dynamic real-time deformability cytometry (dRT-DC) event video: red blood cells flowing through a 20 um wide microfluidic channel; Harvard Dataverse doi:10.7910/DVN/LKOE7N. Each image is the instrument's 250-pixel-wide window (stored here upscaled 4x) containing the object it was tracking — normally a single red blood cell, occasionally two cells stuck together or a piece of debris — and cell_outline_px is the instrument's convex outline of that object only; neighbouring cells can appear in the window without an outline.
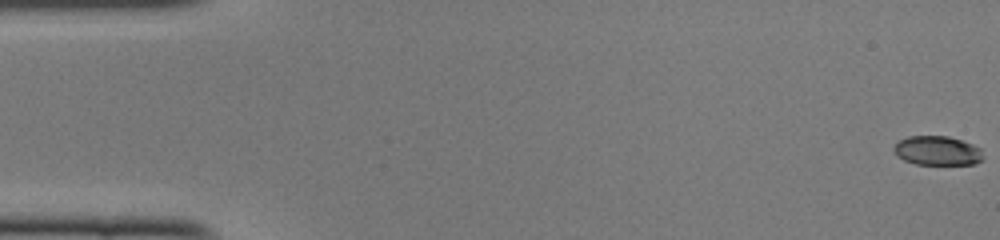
{"species": "common noctule bat (a hibernating species)", "species_latin": "Nyctalus noctula", "temperature_condition": "cold", "stored_images_in_passage": 50, "camera_frame_rate_fps": 3000, "um_per_image_px": 0.085, "animal": {"sex": "female", "body_mass_g": 22.0, "forearm_length_mm": 56.7}, "frame": {"image": 1, "passage_image": 1, "time_ms": 0.0, "image_size_px": [1000, 240], "cell_outline_px": [[984, 160], [976, 164], [916, 164], [904, 160], [896, 156], [892, 152], [892, 148], [900, 140], [908, 136], [948, 136], [972, 144], [980, 148]], "centroid_in_image_um": [79.66, 12.81], "position_along_channel_um": 5.3, "area_um2": 15.32}}
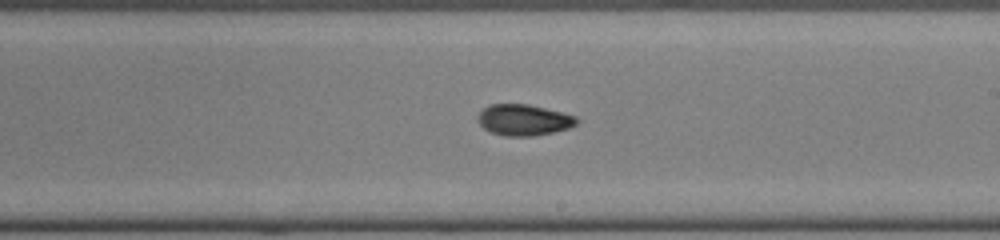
{"frame": {"image": 2, "passage_image": 29, "time_ms": 9.333, "image_size_px": [1000, 240], "cell_outline_px": [[580, 120], [576, 124], [568, 128], [552, 132], [532, 136], [504, 136], [492, 132], [484, 128], [476, 120], [476, 116], [484, 108], [492, 104], [528, 104], [576, 116]], "centroid_in_image_um": [44.5, 10.19], "position_along_channel_um": 244.5, "area_um2": 17.8}}
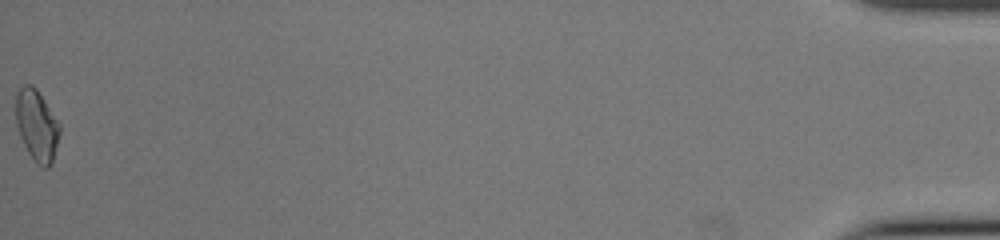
{"frame": {"image": 3, "passage_image": 50, "time_ms": 16.333, "image_size_px": [1000, 240], "cell_outline_px": [[60, 132], [52, 164], [48, 168], [44, 168], [36, 164], [28, 152], [20, 136], [16, 124], [16, 96], [20, 88], [24, 84], [32, 84], [36, 88], [60, 124]], "centroid_in_image_um": [3.13, 10.68], "position_along_channel_um": 432.1, "area_um2": 18.15}, "authors_computed_cell_mechanics": {"area_um2": 17.3111, "velocity_mm_per_s": 4.1197, "shape_relaxation_time_tau1_ms": 3.6858, "shape_relaxation_time_tau2_ms": 3.4787, "deformation_change_tau1": 0.1574, "deformation_change_tau2": 0.0744}}